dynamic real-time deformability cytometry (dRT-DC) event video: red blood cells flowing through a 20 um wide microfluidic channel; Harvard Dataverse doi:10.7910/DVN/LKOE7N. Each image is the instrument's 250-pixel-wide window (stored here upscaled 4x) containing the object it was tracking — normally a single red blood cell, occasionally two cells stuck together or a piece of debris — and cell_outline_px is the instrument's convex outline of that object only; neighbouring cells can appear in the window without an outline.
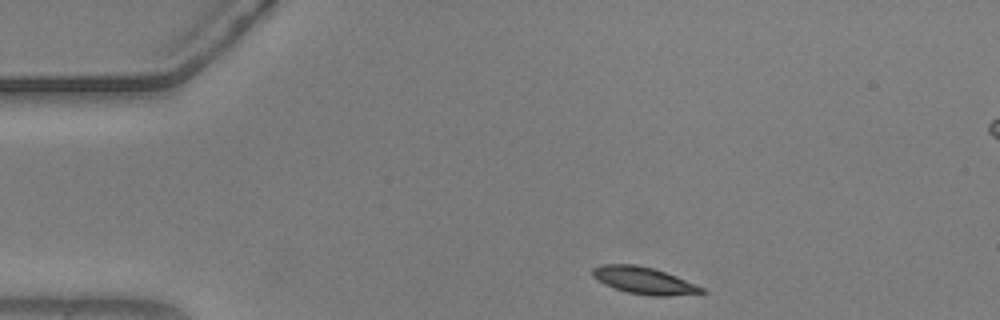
{"species": "common noctule bat (a hibernating species)", "species_latin": "Nyctalus noctula", "temperature_condition": "warm", "stored_images_in_passage": 9, "camera_frame_rate_fps": 3000, "um_per_image_px": 0.085, "animal": {"sex": "male", "body_mass_g": 20.5, "forearm_length_mm": 52.5}, "frame": {"image": 1, "passage_image": 1, "time_ms": 0.0, "image_size_px": [1000, 320], "cell_outline_px": [[708, 292], [668, 296], [652, 296], [628, 292], [604, 284], [592, 276], [592, 268], [604, 264], [636, 264], [656, 268], [676, 276], [704, 288]], "centroid_in_image_um": [54.74, 23.83], "position_along_channel_um": 30.3, "area_um2": 17.11}}
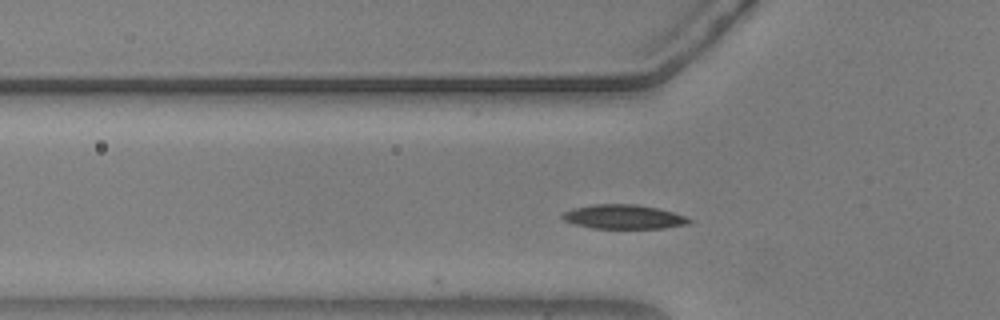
{"frame": {"image": 2, "passage_image": 9, "time_ms": 2.667, "image_size_px": [1000, 320], "cell_outline_px": [[692, 220], [688, 224], [664, 228], [592, 228], [576, 224], [564, 220], [560, 216], [560, 212], [572, 208], [592, 204], [636, 204], [660, 208], [688, 216]], "centroid_in_image_um": [53.01, 18.41], "position_along_channel_um": 72.8, "area_um2": 18.15}}